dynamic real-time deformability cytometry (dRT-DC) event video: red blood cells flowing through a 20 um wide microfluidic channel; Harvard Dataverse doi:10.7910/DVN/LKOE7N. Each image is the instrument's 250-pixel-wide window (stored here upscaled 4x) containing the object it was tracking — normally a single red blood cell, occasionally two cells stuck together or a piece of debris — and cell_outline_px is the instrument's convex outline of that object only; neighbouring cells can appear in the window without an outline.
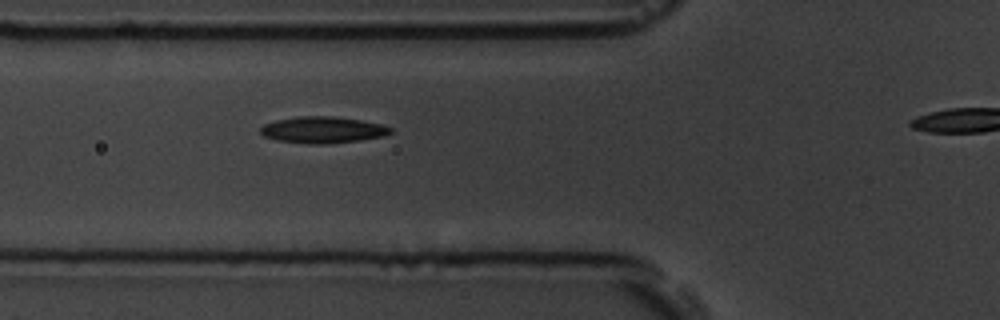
{"species": "common noctule bat (a hibernating species)", "species_latin": "Nyctalus noctula", "temperature_condition": "room temperature", "stored_images_in_passage": 6, "segment_of_instrument_passage": [1, 2], "camera_frame_rate_fps": 3000, "um_per_image_px": 0.085, "animal": {"sex": "male", "body_mass_g": 19.5, "forearm_length_mm": 54.6}, "frame": {"image": 1, "passage_image": 5, "time_ms": 4.667, "image_size_px": [1000, 320], "cell_outline_px": [[392, 132], [384, 136], [360, 140], [328, 144], [308, 144], [276, 140], [264, 136], [260, 132], [260, 128], [264, 124], [276, 120], [296, 116], [336, 116], [360, 120], [380, 124], [392, 128]], "centroid_in_image_um": [27.42, 11.04], "position_along_channel_um": 98.4, "area_um2": 20.17}}